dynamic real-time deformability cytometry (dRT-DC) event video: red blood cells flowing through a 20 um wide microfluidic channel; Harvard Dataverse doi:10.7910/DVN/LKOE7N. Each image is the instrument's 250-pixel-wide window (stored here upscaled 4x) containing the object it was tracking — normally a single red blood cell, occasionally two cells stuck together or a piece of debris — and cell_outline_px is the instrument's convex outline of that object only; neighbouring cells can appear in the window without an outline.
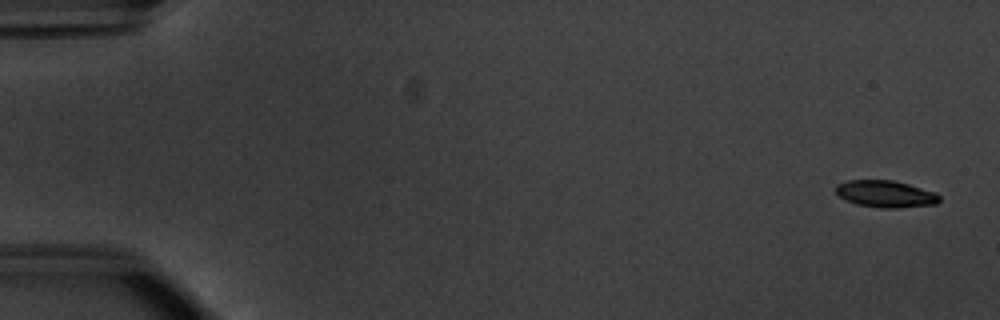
{"species": "common noctule bat (a hibernating species)", "species_latin": "Nyctalus noctula", "temperature_condition": "warm", "stored_images_in_passage": 53, "camera_frame_rate_fps": 3000, "um_per_image_px": 0.085, "animal": {"sex": "male", "body_mass_g": 20.1, "forearm_length_mm": 53.5}, "frame": {"image": 1, "passage_image": 2, "time_ms": 0.333, "image_size_px": [1000, 320], "cell_outline_px": [[940, 200], [936, 204], [900, 208], [880, 208], [856, 204], [840, 196], [836, 192], [836, 184], [848, 180], [892, 180], [908, 184], [936, 192], [940, 196]], "centroid_in_image_um": [75.3, 16.48], "position_along_channel_um": 9.7, "area_um2": 16.24}}
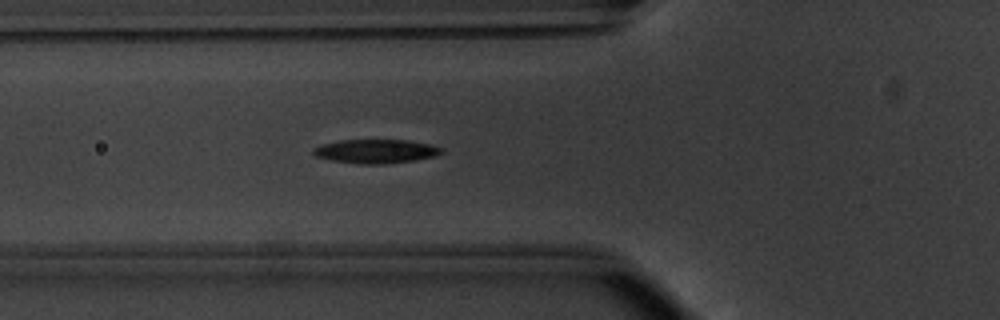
{"frame": {"image": 2, "passage_image": 20, "time_ms": 6.333, "image_size_px": [1000, 320], "cell_outline_px": [[444, 152], [436, 156], [416, 160], [384, 164], [360, 164], [332, 160], [316, 156], [312, 152], [312, 148], [324, 144], [340, 140], [408, 140], [432, 144], [444, 148]], "centroid_in_image_um": [32.01, 12.86], "position_along_channel_um": 93.8, "area_um2": 17.98}}
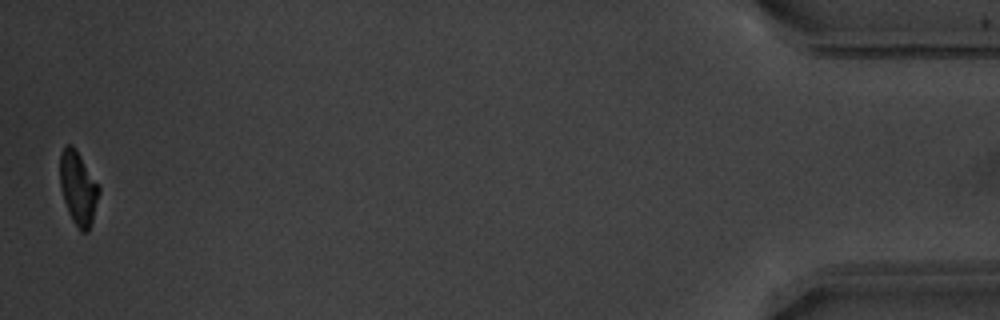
{"frame": {"image": 3, "passage_image": 53, "time_ms": 17.333, "image_size_px": [1000, 320], "cell_outline_px": [[100, 192], [92, 220], [88, 232], [80, 232], [72, 220], [68, 212], [60, 188], [60, 152], [68, 144], [72, 144], [76, 148], [100, 188]], "centroid_in_image_um": [6.63, 15.99], "position_along_channel_um": 428.6, "area_um2": 16.65}, "authors_computed_cell_mechanics": {"area_um2": 17.8024, "velocity_mm_per_s": 3.8272, "shape_relaxation_time_tau1_ms": 2.0291, "shape_relaxation_time_tau2_ms": 9.222, "deformation_change_tau1": 0.1443, "deformation_change_tau2": 0.1307}}